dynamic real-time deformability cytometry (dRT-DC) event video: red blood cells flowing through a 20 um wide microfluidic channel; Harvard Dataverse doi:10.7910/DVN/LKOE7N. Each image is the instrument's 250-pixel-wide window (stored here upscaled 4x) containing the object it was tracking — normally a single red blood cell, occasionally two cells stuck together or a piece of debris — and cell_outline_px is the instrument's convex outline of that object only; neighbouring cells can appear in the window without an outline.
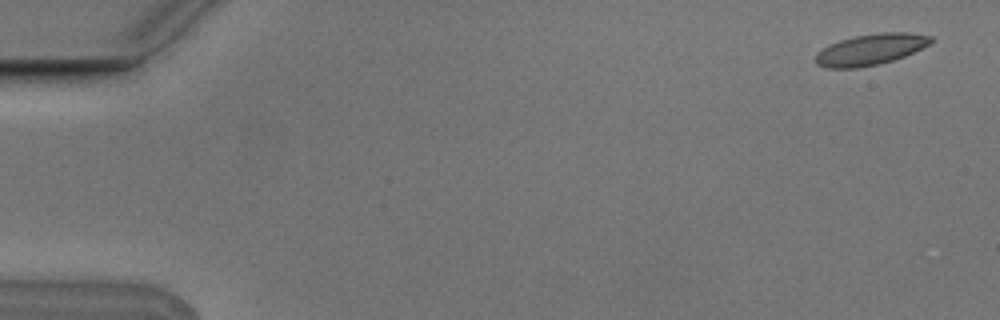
{"species": "Egyptian fruit bat (a non-hibernating species)", "species_latin": "Rousettus aegyptiacus", "temperature_condition": "cold", "stored_images_in_passage": 5, "camera_frame_rate_fps": 3000, "um_per_image_px": 0.085, "animal": {"sex": "male"}, "frame": {"image": 1, "passage_image": 1, "time_ms": 0.0, "image_size_px": [1000, 320], "cell_outline_px": [[936, 40], [904, 56], [880, 64], [860, 68], [828, 68], [816, 64], [816, 52], [828, 44], [840, 40], [856, 36], [880, 32], [908, 32], [932, 36]], "centroid_in_image_um": [73.98, 4.2], "position_along_channel_um": 11.0, "area_um2": 20.92}}